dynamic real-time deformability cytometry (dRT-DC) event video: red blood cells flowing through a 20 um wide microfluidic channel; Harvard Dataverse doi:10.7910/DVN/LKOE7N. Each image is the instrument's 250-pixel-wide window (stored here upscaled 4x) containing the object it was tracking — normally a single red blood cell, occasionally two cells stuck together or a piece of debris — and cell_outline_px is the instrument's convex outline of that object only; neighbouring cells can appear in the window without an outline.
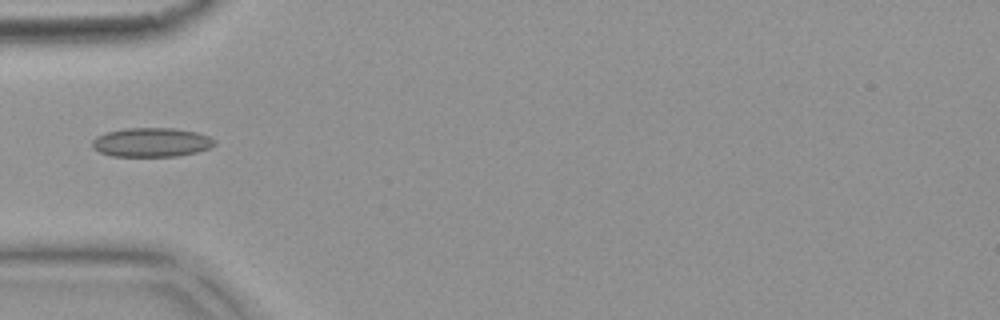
{"species": "common noctule bat (a hibernating species)", "species_latin": "Nyctalus noctula", "temperature_condition": "warm", "stored_images_in_passage": 2, "camera_frame_rate_fps": 3000, "um_per_image_px": 0.085, "animal": {"sex": "female", "body_mass_g": 18.4}, "frame": {"image": 1, "passage_image": 1, "time_ms": 0.0, "image_size_px": [1000, 320], "cell_outline_px": [[216, 144], [208, 148], [196, 152], [176, 156], [112, 156], [100, 152], [92, 148], [92, 140], [96, 136], [108, 132], [124, 128], [172, 128], [196, 132], [208, 136], [216, 140]], "centroid_in_image_um": [12.86, 12.09], "position_along_channel_um": 72.1, "area_um2": 20.69}}
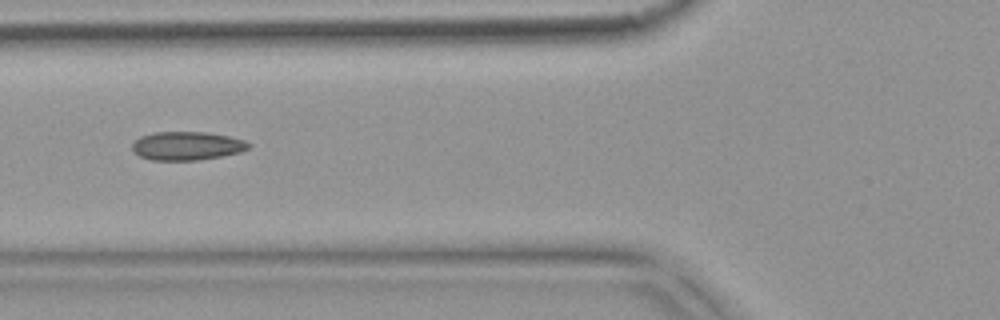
{"frame": {"image": 2, "passage_image": 2, "time_ms": 0.333, "image_size_px": [1000, 320], "cell_outline_px": [[252, 144], [248, 148], [240, 152], [224, 156], [200, 160], [152, 160], [140, 156], [132, 148], [132, 144], [140, 136], [156, 132], [204, 132], [228, 136], [244, 140]], "centroid_in_image_um": [15.91, 12.4], "position_along_channel_um": 109.9, "area_um2": 19.31}}